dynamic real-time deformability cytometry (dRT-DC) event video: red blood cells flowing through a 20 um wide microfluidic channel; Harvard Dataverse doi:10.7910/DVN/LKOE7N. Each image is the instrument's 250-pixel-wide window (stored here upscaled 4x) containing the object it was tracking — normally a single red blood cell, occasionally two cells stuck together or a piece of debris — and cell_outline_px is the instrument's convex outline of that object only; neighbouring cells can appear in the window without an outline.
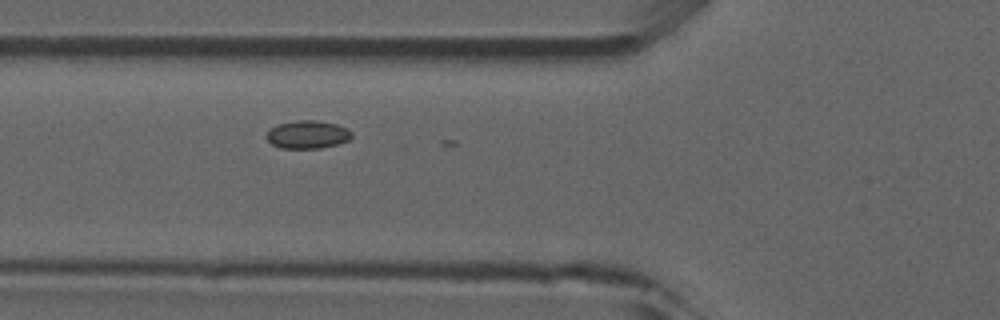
{"species": "common noctule bat (a hibernating species)", "species_latin": "Nyctalus noctula", "temperature_condition": "room temperature", "stored_images_in_passage": 45, "camera_frame_rate_fps": 3000, "um_per_image_px": 0.085, "animal": {"sex": "male", "forearm_length_mm": 52.5}, "frame": {"image": 1, "passage_image": 13, "time_ms": 4.0, "image_size_px": [1000, 320], "cell_outline_px": [[352, 136], [348, 140], [336, 144], [320, 148], [280, 148], [272, 144], [268, 140], [268, 132], [276, 124], [296, 120], [316, 120], [336, 124], [352, 132]], "centroid_in_image_um": [26.13, 11.43], "position_along_channel_um": 99.7, "area_um2": 13.7}}